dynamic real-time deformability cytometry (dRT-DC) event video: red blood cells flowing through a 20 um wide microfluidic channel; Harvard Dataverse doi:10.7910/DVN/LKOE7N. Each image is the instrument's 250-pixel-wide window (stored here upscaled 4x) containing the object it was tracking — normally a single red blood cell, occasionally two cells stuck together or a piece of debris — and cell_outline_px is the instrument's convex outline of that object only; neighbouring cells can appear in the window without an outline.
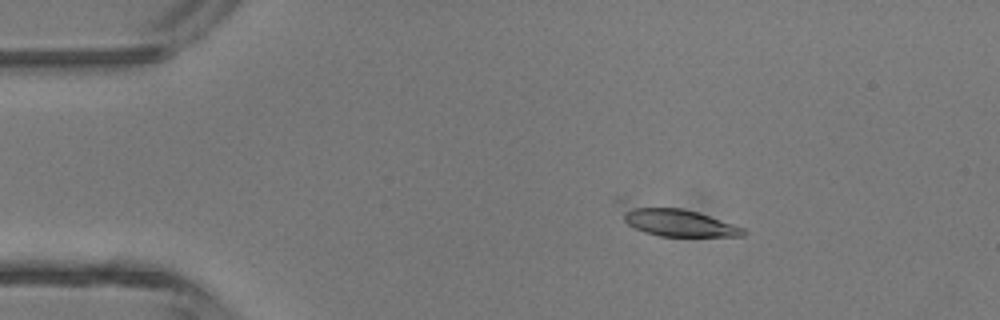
{"species": "common noctule bat (a hibernating species)", "species_latin": "Nyctalus noctula", "temperature_condition": "room temperature", "stored_images_in_passage": 3, "camera_frame_rate_fps": 3000, "um_per_image_px": 0.085, "animal": {"sex": "male", "body_mass_g": 13.3}, "frame": {"image": 1, "passage_image": 2, "time_ms": 1.0, "image_size_px": [1000, 320], "cell_outline_px": [[748, 232], [744, 236], [660, 236], [644, 232], [628, 224], [624, 220], [612, 200], [616, 196], [620, 196], [684, 208], [744, 228]], "centroid_in_image_um": [57.14, 18.7], "position_along_channel_um": 27.9, "area_um2": 22.08}}